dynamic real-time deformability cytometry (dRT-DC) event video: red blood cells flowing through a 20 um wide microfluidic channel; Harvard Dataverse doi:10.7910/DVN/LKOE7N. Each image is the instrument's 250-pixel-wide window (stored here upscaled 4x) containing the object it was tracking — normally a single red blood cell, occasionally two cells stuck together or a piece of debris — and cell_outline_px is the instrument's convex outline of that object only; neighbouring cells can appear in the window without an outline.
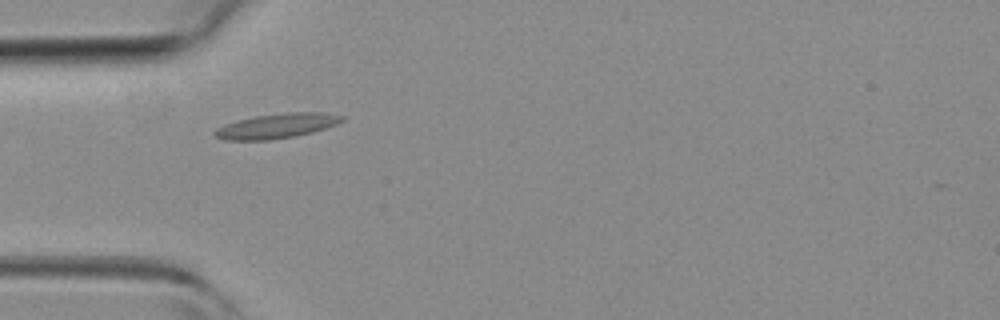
{"species": "common noctule bat (a hibernating species)", "species_latin": "Nyctalus noctula", "temperature_condition": "room temperature", "stored_images_in_passage": 5, "camera_frame_rate_fps": 3000, "um_per_image_px": 0.085, "animal": {"sex": "female", "body_mass_g": 19.3, "forearm_length_mm": 54.1}, "frame": {"image": 1, "passage_image": 4, "time_ms": 3.333, "image_size_px": [1000, 320], "cell_outline_px": [[344, 120], [336, 124], [312, 132], [296, 136], [268, 140], [228, 140], [216, 136], [212, 132], [216, 128], [224, 124], [236, 120], [256, 116], [284, 112], [328, 112], [344, 116]], "centroid_in_image_um": [23.53, 10.69], "position_along_channel_um": 61.5, "area_um2": 18.44}}
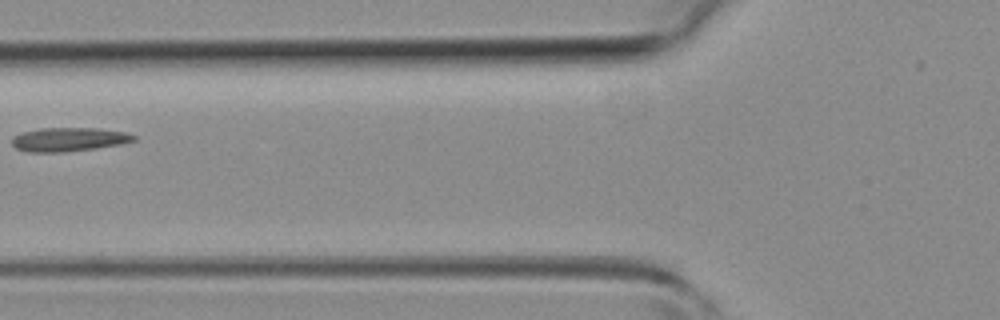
{"frame": {"image": 2, "passage_image": 5, "time_ms": 4.667, "image_size_px": [1000, 320], "cell_outline_px": [[136, 140], [120, 144], [96, 148], [60, 152], [28, 152], [16, 148], [12, 144], [12, 136], [20, 132], [40, 128], [100, 128], [124, 132], [136, 136]], "centroid_in_image_um": [5.81, 11.84], "position_along_channel_um": 120.0, "area_um2": 16.94}}